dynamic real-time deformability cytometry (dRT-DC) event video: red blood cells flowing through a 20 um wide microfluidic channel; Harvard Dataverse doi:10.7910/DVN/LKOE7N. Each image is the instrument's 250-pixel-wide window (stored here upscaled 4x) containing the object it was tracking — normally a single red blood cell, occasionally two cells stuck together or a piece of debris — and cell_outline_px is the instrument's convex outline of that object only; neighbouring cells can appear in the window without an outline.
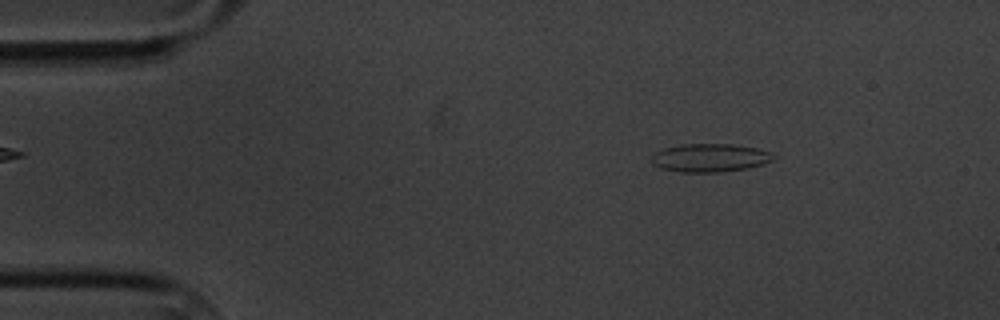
{"species": "common noctule bat (a hibernating species)", "species_latin": "Nyctalus noctula", "temperature_condition": "cold", "stored_images_in_passage": 17, "camera_frame_rate_fps": 3000, "um_per_image_px": 0.085, "animal": {"sex": "male", "body_mass_g": 20.1, "forearm_length_mm": 53.5}, "frame": {"image": 1, "passage_image": 8, "time_ms": 2.333, "image_size_px": [1000, 320], "cell_outline_px": [[776, 156], [772, 160], [748, 168], [720, 172], [680, 172], [660, 168], [652, 164], [652, 156], [656, 152], [664, 148], [680, 144], [732, 144], [756, 148], [772, 152]], "centroid_in_image_um": [60.33, 13.41], "position_along_channel_um": 24.7, "area_um2": 20.06}}